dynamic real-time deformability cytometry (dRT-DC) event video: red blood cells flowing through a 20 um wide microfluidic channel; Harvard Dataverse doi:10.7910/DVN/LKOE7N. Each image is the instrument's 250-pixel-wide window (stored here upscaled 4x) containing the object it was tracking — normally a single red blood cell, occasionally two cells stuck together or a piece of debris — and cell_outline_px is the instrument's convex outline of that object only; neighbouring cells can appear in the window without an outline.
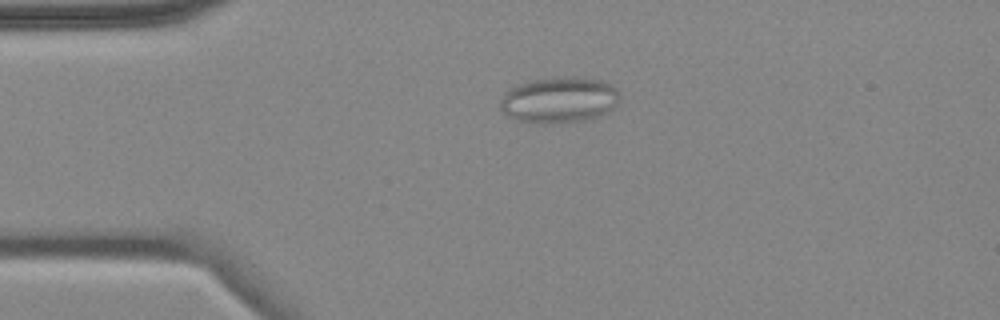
{"species": "common noctule bat (a hibernating species)", "species_latin": "Nyctalus noctula", "temperature_condition": "cold", "stored_images_in_passage": 5, "camera_frame_rate_fps": 3000, "um_per_image_px": 0.085, "animal": {"sex": "female", "body_mass_g": 18.4}, "frame": {"image": 1, "passage_image": 4, "time_ms": 3.667, "image_size_px": [1000, 320], "cell_outline_px": [[620, 100], [608, 112], [596, 116], [580, 120], [520, 120], [508, 116], [500, 108], [500, 100], [504, 92], [516, 84], [536, 80], [560, 76], [596, 80], [608, 84], [616, 88]], "centroid_in_image_um": [47.5, 8.44], "position_along_channel_um": 37.5, "area_um2": 30.58}}